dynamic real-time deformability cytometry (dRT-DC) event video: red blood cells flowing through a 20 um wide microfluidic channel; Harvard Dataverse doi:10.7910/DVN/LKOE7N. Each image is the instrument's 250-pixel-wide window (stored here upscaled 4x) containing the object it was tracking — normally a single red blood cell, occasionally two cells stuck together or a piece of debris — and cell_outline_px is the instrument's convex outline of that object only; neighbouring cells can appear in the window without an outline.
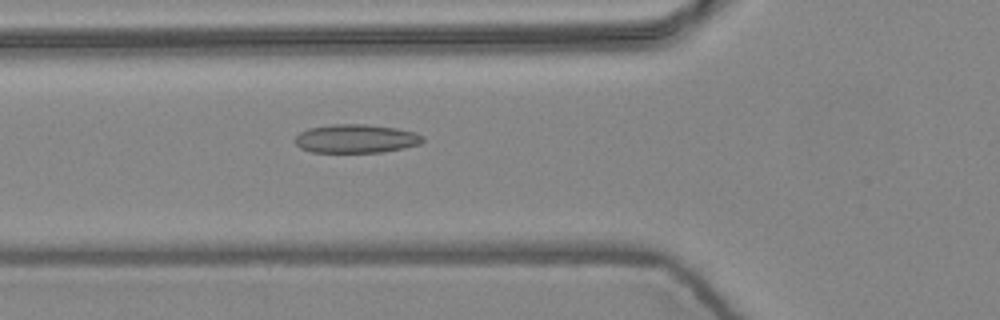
{"species": "common noctule bat (a hibernating species)", "species_latin": "Nyctalus noctula", "temperature_condition": "warm", "stored_images_in_passage": 5, "camera_frame_rate_fps": 3000, "um_per_image_px": 0.085, "animal": {"sex": "female", "body_mass_g": 24.6, "forearm_length_mm": 56.2}, "frame": {"image": 1, "passage_image": 5, "time_ms": 1.333, "image_size_px": [1000, 320], "cell_outline_px": [[424, 140], [420, 144], [404, 148], [380, 152], [312, 152], [300, 148], [296, 144], [296, 136], [300, 132], [308, 128], [332, 124], [364, 124], [396, 128], [416, 132], [424, 136]], "centroid_in_image_um": [30.28, 11.78], "position_along_channel_um": 95.5, "area_um2": 21.33}}